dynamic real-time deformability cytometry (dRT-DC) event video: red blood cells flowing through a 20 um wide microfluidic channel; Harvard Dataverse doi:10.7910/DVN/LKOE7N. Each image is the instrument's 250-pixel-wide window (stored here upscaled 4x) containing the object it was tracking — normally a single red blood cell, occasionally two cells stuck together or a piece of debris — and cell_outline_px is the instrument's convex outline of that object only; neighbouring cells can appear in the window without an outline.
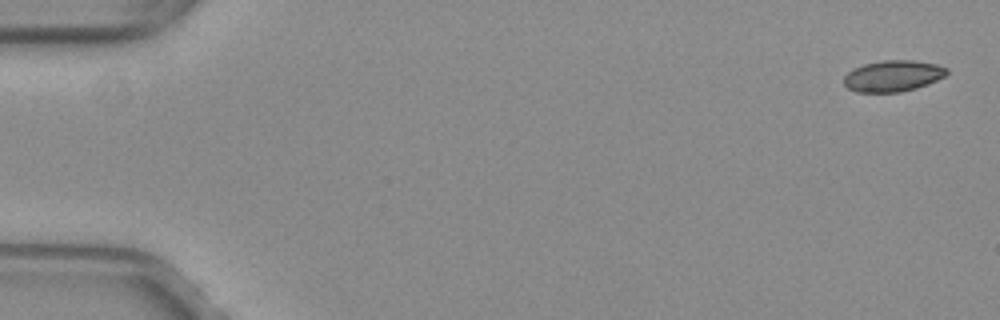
{"species": "common noctule bat (a hibernating species)", "species_latin": "Nyctalus noctula", "temperature_condition": "warm", "stored_images_in_passage": 52, "camera_frame_rate_fps": 3000, "um_per_image_px": 0.085, "animal": {"sex": "female", "body_mass_g": 29.2, "forearm_length_mm": 56.3}, "frame": {"image": 1, "passage_image": 1, "time_ms": 0.0, "image_size_px": [1000, 320], "cell_outline_px": [[948, 72], [944, 76], [928, 84], [916, 88], [900, 92], [856, 92], [848, 88], [844, 84], [844, 76], [848, 72], [864, 64], [880, 60], [912, 60], [936, 64], [948, 68]], "centroid_in_image_um": [75.9, 6.45], "position_along_channel_um": 9.1, "area_um2": 18.67}}
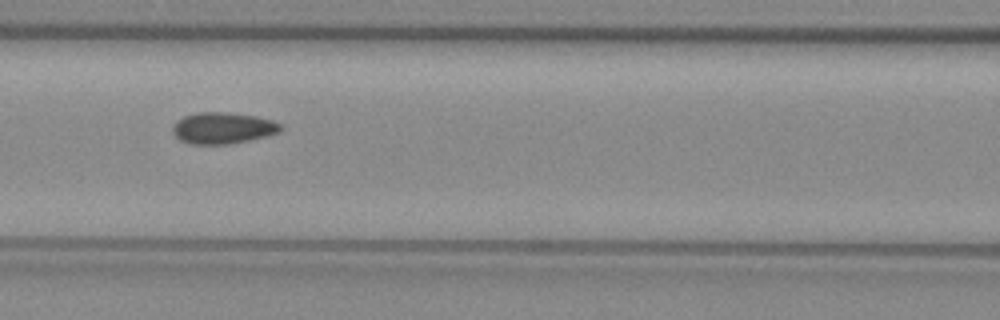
{"frame": {"image": 2, "passage_image": 23, "time_ms": 7.333, "image_size_px": [1000, 320], "cell_outline_px": [[284, 128], [280, 132], [268, 136], [228, 144], [188, 144], [180, 140], [172, 132], [172, 124], [176, 120], [184, 116], [196, 112], [228, 112], [256, 116], [272, 120], [280, 124]], "centroid_in_image_um": [18.93, 10.88], "position_along_channel_um": 147.7, "area_um2": 20.0}}
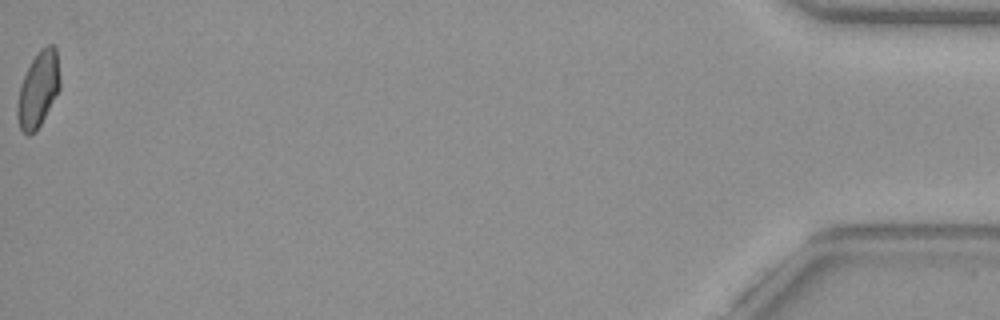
{"frame": {"image": 3, "passage_image": 52, "time_ms": 17.0, "image_size_px": [1000, 320], "cell_outline_px": [[60, 88], [36, 132], [28, 136], [20, 128], [16, 116], [16, 104], [20, 84], [36, 52], [40, 48], [48, 44], [52, 44], [56, 48], [60, 76]], "centroid_in_image_um": [3.24, 7.59], "position_along_channel_um": 432.0, "area_um2": 18.9}, "authors_computed_cell_mechanics": {"area_um2": 19.1607, "velocity_mm_per_s": 3.9999, "shape_relaxation_time_tau1_ms": null, "shape_relaxation_time_tau2_ms": 1.6396, "deformation_change_tau1": null, "deformation_change_tau2": 0.0602}}